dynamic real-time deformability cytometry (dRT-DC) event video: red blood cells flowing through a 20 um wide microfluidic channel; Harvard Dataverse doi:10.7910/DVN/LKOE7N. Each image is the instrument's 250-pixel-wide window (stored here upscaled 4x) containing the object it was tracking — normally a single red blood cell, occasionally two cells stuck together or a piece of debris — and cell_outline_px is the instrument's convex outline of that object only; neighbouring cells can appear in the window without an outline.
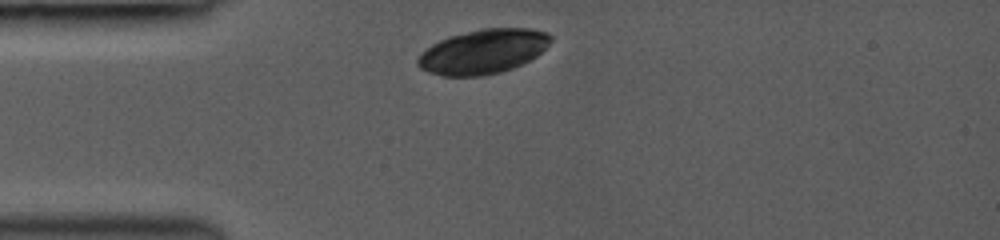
{"species": "common noctule bat (a hibernating species)", "species_latin": "Nyctalus noctula", "temperature_condition": "room temperature", "stored_images_in_passage": 3, "camera_frame_rate_fps": 3000, "um_per_image_px": 0.085, "animal": {"sex": "female", "body_mass_g": 19.0, "forearm_length_mm": 53.3}, "frame": {"image": 1, "passage_image": 1, "time_ms": 0.0, "image_size_px": [1000, 240], "cell_outline_px": [[552, 40], [536, 56], [512, 68], [500, 72], [484, 76], [444, 76], [428, 72], [420, 68], [416, 64], [416, 60], [420, 52], [432, 44], [448, 36], [480, 28], [528, 28], [548, 32], [552, 36]], "centroid_in_image_um": [41.02, 4.37], "position_along_channel_um": 44.0, "area_um2": 34.56}}